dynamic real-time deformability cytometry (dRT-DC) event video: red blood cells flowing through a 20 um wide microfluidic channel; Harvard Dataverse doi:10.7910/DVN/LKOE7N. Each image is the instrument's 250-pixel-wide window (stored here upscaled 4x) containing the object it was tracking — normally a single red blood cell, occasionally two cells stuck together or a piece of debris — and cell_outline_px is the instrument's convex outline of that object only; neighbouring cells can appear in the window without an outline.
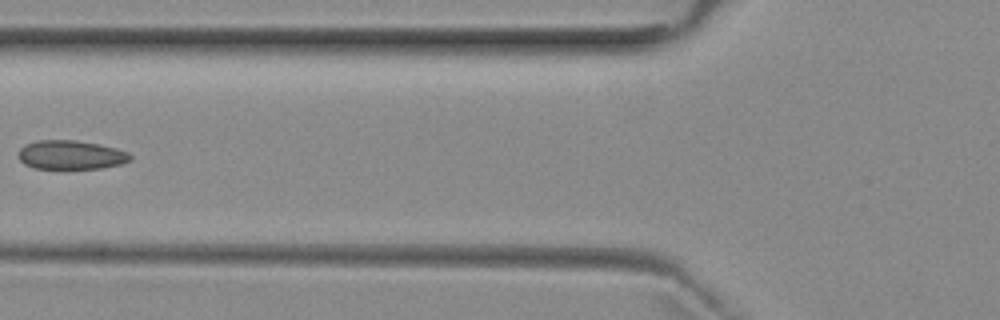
{"species": "common noctule bat (a hibernating species)", "species_latin": "Nyctalus noctula", "temperature_condition": "room temperature", "stored_images_in_passage": 7, "camera_frame_rate_fps": 3000, "um_per_image_px": 0.085, "animal": {"sex": "female", "body_mass_g": 29.2, "forearm_length_mm": 56.3}, "frame": {"image": 1, "passage_image": 6, "time_ms": 6.0, "image_size_px": [1000, 320], "cell_outline_px": [[132, 160], [120, 164], [100, 168], [36, 168], [24, 164], [16, 156], [20, 148], [28, 144], [40, 140], [76, 140], [100, 144], [116, 148], [128, 152], [132, 156]], "centroid_in_image_um": [6.04, 13.16], "position_along_channel_um": 119.8, "area_um2": 18.84}}
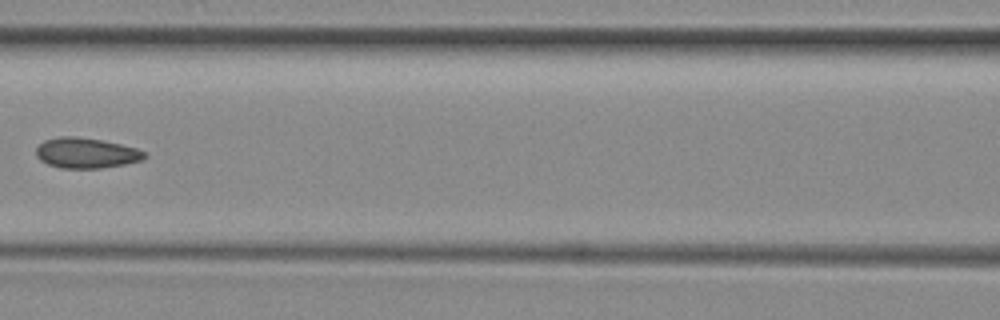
{"frame": {"image": 2, "passage_image": 7, "time_ms": 7.0, "image_size_px": [1000, 320], "cell_outline_px": [[148, 156], [144, 160], [124, 164], [100, 168], [60, 168], [48, 164], [40, 160], [36, 156], [36, 148], [44, 140], [60, 136], [72, 136], [100, 140], [120, 144], [136, 148], [148, 152]], "centroid_in_image_um": [7.35, 13.01], "position_along_channel_um": 159.3, "area_um2": 19.25}}